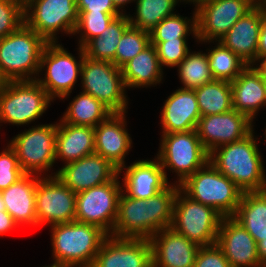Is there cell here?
Returning a JSON list of instances; mask_svg holds the SVG:
<instances>
[{
	"label": "cell",
	"mask_w": 266,
	"mask_h": 267,
	"mask_svg": "<svg viewBox=\"0 0 266 267\" xmlns=\"http://www.w3.org/2000/svg\"><path fill=\"white\" fill-rule=\"evenodd\" d=\"M130 25L125 12L116 17L100 36L89 40L82 47L85 56L92 60L110 61L114 64L118 43Z\"/></svg>",
	"instance_id": "f546056e"
},
{
	"label": "cell",
	"mask_w": 266,
	"mask_h": 267,
	"mask_svg": "<svg viewBox=\"0 0 266 267\" xmlns=\"http://www.w3.org/2000/svg\"><path fill=\"white\" fill-rule=\"evenodd\" d=\"M23 6L29 3L31 0H18Z\"/></svg>",
	"instance_id": "f5cc1de1"
},
{
	"label": "cell",
	"mask_w": 266,
	"mask_h": 267,
	"mask_svg": "<svg viewBox=\"0 0 266 267\" xmlns=\"http://www.w3.org/2000/svg\"><path fill=\"white\" fill-rule=\"evenodd\" d=\"M179 189L178 184L170 183L149 199L132 198L122 191L118 199L117 217L112 236L149 240L160 230L169 228Z\"/></svg>",
	"instance_id": "6da1fadb"
},
{
	"label": "cell",
	"mask_w": 266,
	"mask_h": 267,
	"mask_svg": "<svg viewBox=\"0 0 266 267\" xmlns=\"http://www.w3.org/2000/svg\"><path fill=\"white\" fill-rule=\"evenodd\" d=\"M113 112L93 96L80 92L69 103L61 120L72 125L96 127Z\"/></svg>",
	"instance_id": "4dcf8cb0"
},
{
	"label": "cell",
	"mask_w": 266,
	"mask_h": 267,
	"mask_svg": "<svg viewBox=\"0 0 266 267\" xmlns=\"http://www.w3.org/2000/svg\"><path fill=\"white\" fill-rule=\"evenodd\" d=\"M150 44V32L130 25L118 43L114 65L121 68Z\"/></svg>",
	"instance_id": "8d00e7d4"
},
{
	"label": "cell",
	"mask_w": 266,
	"mask_h": 267,
	"mask_svg": "<svg viewBox=\"0 0 266 267\" xmlns=\"http://www.w3.org/2000/svg\"><path fill=\"white\" fill-rule=\"evenodd\" d=\"M266 56V11L262 7V21L259 36V44L257 49V58Z\"/></svg>",
	"instance_id": "ee69618b"
},
{
	"label": "cell",
	"mask_w": 266,
	"mask_h": 267,
	"mask_svg": "<svg viewBox=\"0 0 266 267\" xmlns=\"http://www.w3.org/2000/svg\"><path fill=\"white\" fill-rule=\"evenodd\" d=\"M161 137L156 158L164 170L167 181L165 169L173 170L178 177L174 184L181 185L209 162V153L202 145L196 130L162 134Z\"/></svg>",
	"instance_id": "52a82bcc"
},
{
	"label": "cell",
	"mask_w": 266,
	"mask_h": 267,
	"mask_svg": "<svg viewBox=\"0 0 266 267\" xmlns=\"http://www.w3.org/2000/svg\"><path fill=\"white\" fill-rule=\"evenodd\" d=\"M216 244L231 267H264L259 261L257 242L232 216L222 218Z\"/></svg>",
	"instance_id": "d6986e66"
},
{
	"label": "cell",
	"mask_w": 266,
	"mask_h": 267,
	"mask_svg": "<svg viewBox=\"0 0 266 267\" xmlns=\"http://www.w3.org/2000/svg\"><path fill=\"white\" fill-rule=\"evenodd\" d=\"M260 62L256 65V63ZM256 65V67H255ZM254 70L260 75L262 80H266V56L262 58H257L251 65Z\"/></svg>",
	"instance_id": "bcb514c9"
},
{
	"label": "cell",
	"mask_w": 266,
	"mask_h": 267,
	"mask_svg": "<svg viewBox=\"0 0 266 267\" xmlns=\"http://www.w3.org/2000/svg\"><path fill=\"white\" fill-rule=\"evenodd\" d=\"M91 267H152V247L148 239L108 236Z\"/></svg>",
	"instance_id": "ac0fdd59"
},
{
	"label": "cell",
	"mask_w": 266,
	"mask_h": 267,
	"mask_svg": "<svg viewBox=\"0 0 266 267\" xmlns=\"http://www.w3.org/2000/svg\"><path fill=\"white\" fill-rule=\"evenodd\" d=\"M47 42L25 23L0 39V82L36 80Z\"/></svg>",
	"instance_id": "277c9868"
},
{
	"label": "cell",
	"mask_w": 266,
	"mask_h": 267,
	"mask_svg": "<svg viewBox=\"0 0 266 267\" xmlns=\"http://www.w3.org/2000/svg\"><path fill=\"white\" fill-rule=\"evenodd\" d=\"M216 45L207 51L212 77L214 80L233 82L248 64L221 42L218 41Z\"/></svg>",
	"instance_id": "836d02e7"
},
{
	"label": "cell",
	"mask_w": 266,
	"mask_h": 267,
	"mask_svg": "<svg viewBox=\"0 0 266 267\" xmlns=\"http://www.w3.org/2000/svg\"><path fill=\"white\" fill-rule=\"evenodd\" d=\"M41 176L44 175L25 174L16 183L0 191L6 211L19 227L38 226L35 197L37 182Z\"/></svg>",
	"instance_id": "d4e9b609"
},
{
	"label": "cell",
	"mask_w": 266,
	"mask_h": 267,
	"mask_svg": "<svg viewBox=\"0 0 266 267\" xmlns=\"http://www.w3.org/2000/svg\"><path fill=\"white\" fill-rule=\"evenodd\" d=\"M54 264L91 267L103 241L109 236L100 227L72 221L50 226Z\"/></svg>",
	"instance_id": "3957f363"
},
{
	"label": "cell",
	"mask_w": 266,
	"mask_h": 267,
	"mask_svg": "<svg viewBox=\"0 0 266 267\" xmlns=\"http://www.w3.org/2000/svg\"><path fill=\"white\" fill-rule=\"evenodd\" d=\"M78 52L79 60L58 42L45 45L41 55L39 72L44 70L46 72L44 78L37 77L36 81L53 100L56 97L62 100L69 97L78 76L81 75V66L85 54L80 46Z\"/></svg>",
	"instance_id": "9c48e42d"
},
{
	"label": "cell",
	"mask_w": 266,
	"mask_h": 267,
	"mask_svg": "<svg viewBox=\"0 0 266 267\" xmlns=\"http://www.w3.org/2000/svg\"><path fill=\"white\" fill-rule=\"evenodd\" d=\"M254 132L243 139L217 147L209 153V162L232 180L243 192L266 190L263 158Z\"/></svg>",
	"instance_id": "7a4b0ae2"
},
{
	"label": "cell",
	"mask_w": 266,
	"mask_h": 267,
	"mask_svg": "<svg viewBox=\"0 0 266 267\" xmlns=\"http://www.w3.org/2000/svg\"><path fill=\"white\" fill-rule=\"evenodd\" d=\"M156 47L161 66L176 67L190 52L186 38L172 41H151Z\"/></svg>",
	"instance_id": "f35d334b"
},
{
	"label": "cell",
	"mask_w": 266,
	"mask_h": 267,
	"mask_svg": "<svg viewBox=\"0 0 266 267\" xmlns=\"http://www.w3.org/2000/svg\"><path fill=\"white\" fill-rule=\"evenodd\" d=\"M19 227L13 220L12 216L7 211L0 212V236H4L6 233H10Z\"/></svg>",
	"instance_id": "f6af8a7d"
},
{
	"label": "cell",
	"mask_w": 266,
	"mask_h": 267,
	"mask_svg": "<svg viewBox=\"0 0 266 267\" xmlns=\"http://www.w3.org/2000/svg\"><path fill=\"white\" fill-rule=\"evenodd\" d=\"M180 189L191 199L218 211L223 217L233 216L243 191L210 162L188 177Z\"/></svg>",
	"instance_id": "5b68a950"
},
{
	"label": "cell",
	"mask_w": 266,
	"mask_h": 267,
	"mask_svg": "<svg viewBox=\"0 0 266 267\" xmlns=\"http://www.w3.org/2000/svg\"><path fill=\"white\" fill-rule=\"evenodd\" d=\"M133 1L135 2L136 0H112V2L115 5V7L122 13L124 12L123 10H125V9H122V8H124V6L126 4L131 3Z\"/></svg>",
	"instance_id": "c3c4849f"
},
{
	"label": "cell",
	"mask_w": 266,
	"mask_h": 267,
	"mask_svg": "<svg viewBox=\"0 0 266 267\" xmlns=\"http://www.w3.org/2000/svg\"><path fill=\"white\" fill-rule=\"evenodd\" d=\"M222 218L218 211L191 199L179 189L170 227L199 246H209L217 241Z\"/></svg>",
	"instance_id": "ba28073f"
},
{
	"label": "cell",
	"mask_w": 266,
	"mask_h": 267,
	"mask_svg": "<svg viewBox=\"0 0 266 267\" xmlns=\"http://www.w3.org/2000/svg\"><path fill=\"white\" fill-rule=\"evenodd\" d=\"M1 211H6V206H5V202L3 201V197L0 192V212Z\"/></svg>",
	"instance_id": "f907efd6"
},
{
	"label": "cell",
	"mask_w": 266,
	"mask_h": 267,
	"mask_svg": "<svg viewBox=\"0 0 266 267\" xmlns=\"http://www.w3.org/2000/svg\"><path fill=\"white\" fill-rule=\"evenodd\" d=\"M200 117L194 89H176L162 107V134L196 130Z\"/></svg>",
	"instance_id": "603a6c76"
},
{
	"label": "cell",
	"mask_w": 266,
	"mask_h": 267,
	"mask_svg": "<svg viewBox=\"0 0 266 267\" xmlns=\"http://www.w3.org/2000/svg\"><path fill=\"white\" fill-rule=\"evenodd\" d=\"M194 91L201 116L225 113L232 109L231 82L213 80Z\"/></svg>",
	"instance_id": "1f68e13d"
},
{
	"label": "cell",
	"mask_w": 266,
	"mask_h": 267,
	"mask_svg": "<svg viewBox=\"0 0 266 267\" xmlns=\"http://www.w3.org/2000/svg\"><path fill=\"white\" fill-rule=\"evenodd\" d=\"M51 101L53 99L36 80L1 82L0 123L31 124L45 113Z\"/></svg>",
	"instance_id": "8992f818"
},
{
	"label": "cell",
	"mask_w": 266,
	"mask_h": 267,
	"mask_svg": "<svg viewBox=\"0 0 266 267\" xmlns=\"http://www.w3.org/2000/svg\"><path fill=\"white\" fill-rule=\"evenodd\" d=\"M261 21L262 6L258 3L250 12L240 18L219 42L248 65H252L257 59Z\"/></svg>",
	"instance_id": "cb8c5ba5"
},
{
	"label": "cell",
	"mask_w": 266,
	"mask_h": 267,
	"mask_svg": "<svg viewBox=\"0 0 266 267\" xmlns=\"http://www.w3.org/2000/svg\"><path fill=\"white\" fill-rule=\"evenodd\" d=\"M208 1H211V0H186V2L188 3H191L193 2L195 8L200 5L201 3H204V2H208Z\"/></svg>",
	"instance_id": "681fc988"
},
{
	"label": "cell",
	"mask_w": 266,
	"mask_h": 267,
	"mask_svg": "<svg viewBox=\"0 0 266 267\" xmlns=\"http://www.w3.org/2000/svg\"><path fill=\"white\" fill-rule=\"evenodd\" d=\"M125 169L122 191L129 197L149 199L170 184L156 157L152 161L142 159L135 161L130 166L124 165L119 169V174L121 175Z\"/></svg>",
	"instance_id": "7402d4cb"
},
{
	"label": "cell",
	"mask_w": 266,
	"mask_h": 267,
	"mask_svg": "<svg viewBox=\"0 0 266 267\" xmlns=\"http://www.w3.org/2000/svg\"><path fill=\"white\" fill-rule=\"evenodd\" d=\"M78 13L96 12L109 14H123L120 12L112 0H76Z\"/></svg>",
	"instance_id": "7bdbcfd3"
},
{
	"label": "cell",
	"mask_w": 266,
	"mask_h": 267,
	"mask_svg": "<svg viewBox=\"0 0 266 267\" xmlns=\"http://www.w3.org/2000/svg\"><path fill=\"white\" fill-rule=\"evenodd\" d=\"M119 176L76 194L75 221L96 225L112 236L122 192Z\"/></svg>",
	"instance_id": "4fadbf2b"
},
{
	"label": "cell",
	"mask_w": 266,
	"mask_h": 267,
	"mask_svg": "<svg viewBox=\"0 0 266 267\" xmlns=\"http://www.w3.org/2000/svg\"><path fill=\"white\" fill-rule=\"evenodd\" d=\"M24 24V6L18 0H0V39Z\"/></svg>",
	"instance_id": "ab89813d"
},
{
	"label": "cell",
	"mask_w": 266,
	"mask_h": 267,
	"mask_svg": "<svg viewBox=\"0 0 266 267\" xmlns=\"http://www.w3.org/2000/svg\"><path fill=\"white\" fill-rule=\"evenodd\" d=\"M43 267H64V266H61V265H58V264H51V265H48V266H43Z\"/></svg>",
	"instance_id": "db71d44e"
},
{
	"label": "cell",
	"mask_w": 266,
	"mask_h": 267,
	"mask_svg": "<svg viewBox=\"0 0 266 267\" xmlns=\"http://www.w3.org/2000/svg\"><path fill=\"white\" fill-rule=\"evenodd\" d=\"M56 124H42L16 135L9 146L15 151L18 163L26 174L45 173L56 162ZM40 172V173H39Z\"/></svg>",
	"instance_id": "7c38bea8"
},
{
	"label": "cell",
	"mask_w": 266,
	"mask_h": 267,
	"mask_svg": "<svg viewBox=\"0 0 266 267\" xmlns=\"http://www.w3.org/2000/svg\"><path fill=\"white\" fill-rule=\"evenodd\" d=\"M40 177L36 188V216L38 226L75 221L76 193L56 175Z\"/></svg>",
	"instance_id": "9a60e30c"
},
{
	"label": "cell",
	"mask_w": 266,
	"mask_h": 267,
	"mask_svg": "<svg viewBox=\"0 0 266 267\" xmlns=\"http://www.w3.org/2000/svg\"><path fill=\"white\" fill-rule=\"evenodd\" d=\"M121 72L126 89L156 86L161 83L164 74L156 47L152 44L125 63Z\"/></svg>",
	"instance_id": "83f0119b"
},
{
	"label": "cell",
	"mask_w": 266,
	"mask_h": 267,
	"mask_svg": "<svg viewBox=\"0 0 266 267\" xmlns=\"http://www.w3.org/2000/svg\"><path fill=\"white\" fill-rule=\"evenodd\" d=\"M264 88H265V95H266V80H263Z\"/></svg>",
	"instance_id": "11a10c76"
},
{
	"label": "cell",
	"mask_w": 266,
	"mask_h": 267,
	"mask_svg": "<svg viewBox=\"0 0 266 267\" xmlns=\"http://www.w3.org/2000/svg\"><path fill=\"white\" fill-rule=\"evenodd\" d=\"M152 267H193L200 248L171 227L160 230L150 239Z\"/></svg>",
	"instance_id": "ffe728a7"
},
{
	"label": "cell",
	"mask_w": 266,
	"mask_h": 267,
	"mask_svg": "<svg viewBox=\"0 0 266 267\" xmlns=\"http://www.w3.org/2000/svg\"><path fill=\"white\" fill-rule=\"evenodd\" d=\"M126 113H112L94 127L95 153L118 169L125 165L124 159L132 148V139L125 128Z\"/></svg>",
	"instance_id": "44dd1931"
},
{
	"label": "cell",
	"mask_w": 266,
	"mask_h": 267,
	"mask_svg": "<svg viewBox=\"0 0 266 267\" xmlns=\"http://www.w3.org/2000/svg\"><path fill=\"white\" fill-rule=\"evenodd\" d=\"M84 93L101 101L113 113H125L128 106L126 86L121 68L110 61L92 60L84 56L81 66Z\"/></svg>",
	"instance_id": "30bf717a"
},
{
	"label": "cell",
	"mask_w": 266,
	"mask_h": 267,
	"mask_svg": "<svg viewBox=\"0 0 266 267\" xmlns=\"http://www.w3.org/2000/svg\"><path fill=\"white\" fill-rule=\"evenodd\" d=\"M258 0H211L196 10L197 42H217L256 5Z\"/></svg>",
	"instance_id": "5bb4252c"
},
{
	"label": "cell",
	"mask_w": 266,
	"mask_h": 267,
	"mask_svg": "<svg viewBox=\"0 0 266 267\" xmlns=\"http://www.w3.org/2000/svg\"><path fill=\"white\" fill-rule=\"evenodd\" d=\"M78 20L76 0H31L24 6V23L47 43L58 42L59 31L74 35Z\"/></svg>",
	"instance_id": "8fae6325"
},
{
	"label": "cell",
	"mask_w": 266,
	"mask_h": 267,
	"mask_svg": "<svg viewBox=\"0 0 266 267\" xmlns=\"http://www.w3.org/2000/svg\"><path fill=\"white\" fill-rule=\"evenodd\" d=\"M74 193L112 181L119 169L97 153L68 163L53 173Z\"/></svg>",
	"instance_id": "e0dca14e"
},
{
	"label": "cell",
	"mask_w": 266,
	"mask_h": 267,
	"mask_svg": "<svg viewBox=\"0 0 266 267\" xmlns=\"http://www.w3.org/2000/svg\"><path fill=\"white\" fill-rule=\"evenodd\" d=\"M95 153L94 127L57 123L55 160L64 165Z\"/></svg>",
	"instance_id": "484cf974"
},
{
	"label": "cell",
	"mask_w": 266,
	"mask_h": 267,
	"mask_svg": "<svg viewBox=\"0 0 266 267\" xmlns=\"http://www.w3.org/2000/svg\"><path fill=\"white\" fill-rule=\"evenodd\" d=\"M258 3L263 7V9L266 11V0H258Z\"/></svg>",
	"instance_id": "816d5d0a"
},
{
	"label": "cell",
	"mask_w": 266,
	"mask_h": 267,
	"mask_svg": "<svg viewBox=\"0 0 266 267\" xmlns=\"http://www.w3.org/2000/svg\"><path fill=\"white\" fill-rule=\"evenodd\" d=\"M257 244L266 239V190L243 192L232 216Z\"/></svg>",
	"instance_id": "f1b7e54d"
},
{
	"label": "cell",
	"mask_w": 266,
	"mask_h": 267,
	"mask_svg": "<svg viewBox=\"0 0 266 267\" xmlns=\"http://www.w3.org/2000/svg\"><path fill=\"white\" fill-rule=\"evenodd\" d=\"M25 174L26 173L19 166L15 151L8 144L6 148L0 152V191L16 183Z\"/></svg>",
	"instance_id": "60d3db41"
},
{
	"label": "cell",
	"mask_w": 266,
	"mask_h": 267,
	"mask_svg": "<svg viewBox=\"0 0 266 267\" xmlns=\"http://www.w3.org/2000/svg\"><path fill=\"white\" fill-rule=\"evenodd\" d=\"M253 122L244 114L231 109L228 112L201 116L196 131L208 153L219 146L243 139L253 130Z\"/></svg>",
	"instance_id": "2e32d148"
},
{
	"label": "cell",
	"mask_w": 266,
	"mask_h": 267,
	"mask_svg": "<svg viewBox=\"0 0 266 267\" xmlns=\"http://www.w3.org/2000/svg\"><path fill=\"white\" fill-rule=\"evenodd\" d=\"M181 83L180 88L195 89L214 80L212 77L207 53L189 52L176 66Z\"/></svg>",
	"instance_id": "e575fe53"
},
{
	"label": "cell",
	"mask_w": 266,
	"mask_h": 267,
	"mask_svg": "<svg viewBox=\"0 0 266 267\" xmlns=\"http://www.w3.org/2000/svg\"><path fill=\"white\" fill-rule=\"evenodd\" d=\"M193 12L192 20L176 13L165 17L150 32V41H172L177 38H187L191 33L196 39V10Z\"/></svg>",
	"instance_id": "d590c367"
},
{
	"label": "cell",
	"mask_w": 266,
	"mask_h": 267,
	"mask_svg": "<svg viewBox=\"0 0 266 267\" xmlns=\"http://www.w3.org/2000/svg\"><path fill=\"white\" fill-rule=\"evenodd\" d=\"M193 267H231L221 248L215 243L200 246Z\"/></svg>",
	"instance_id": "b9f144b4"
},
{
	"label": "cell",
	"mask_w": 266,
	"mask_h": 267,
	"mask_svg": "<svg viewBox=\"0 0 266 267\" xmlns=\"http://www.w3.org/2000/svg\"><path fill=\"white\" fill-rule=\"evenodd\" d=\"M232 109L246 115L252 122L260 108L266 105L263 80L251 65L231 82Z\"/></svg>",
	"instance_id": "4316f807"
},
{
	"label": "cell",
	"mask_w": 266,
	"mask_h": 267,
	"mask_svg": "<svg viewBox=\"0 0 266 267\" xmlns=\"http://www.w3.org/2000/svg\"><path fill=\"white\" fill-rule=\"evenodd\" d=\"M120 15L122 14L80 12L78 24L74 31V35L81 33L78 45L83 47L89 40L100 36Z\"/></svg>",
	"instance_id": "74e56055"
},
{
	"label": "cell",
	"mask_w": 266,
	"mask_h": 267,
	"mask_svg": "<svg viewBox=\"0 0 266 267\" xmlns=\"http://www.w3.org/2000/svg\"><path fill=\"white\" fill-rule=\"evenodd\" d=\"M257 245L259 261L264 267H266V239L260 241Z\"/></svg>",
	"instance_id": "7dc6e473"
},
{
	"label": "cell",
	"mask_w": 266,
	"mask_h": 267,
	"mask_svg": "<svg viewBox=\"0 0 266 267\" xmlns=\"http://www.w3.org/2000/svg\"><path fill=\"white\" fill-rule=\"evenodd\" d=\"M186 0H136V16H128L131 26L151 32L165 17L173 15L176 5Z\"/></svg>",
	"instance_id": "d6a6232c"
}]
</instances>
